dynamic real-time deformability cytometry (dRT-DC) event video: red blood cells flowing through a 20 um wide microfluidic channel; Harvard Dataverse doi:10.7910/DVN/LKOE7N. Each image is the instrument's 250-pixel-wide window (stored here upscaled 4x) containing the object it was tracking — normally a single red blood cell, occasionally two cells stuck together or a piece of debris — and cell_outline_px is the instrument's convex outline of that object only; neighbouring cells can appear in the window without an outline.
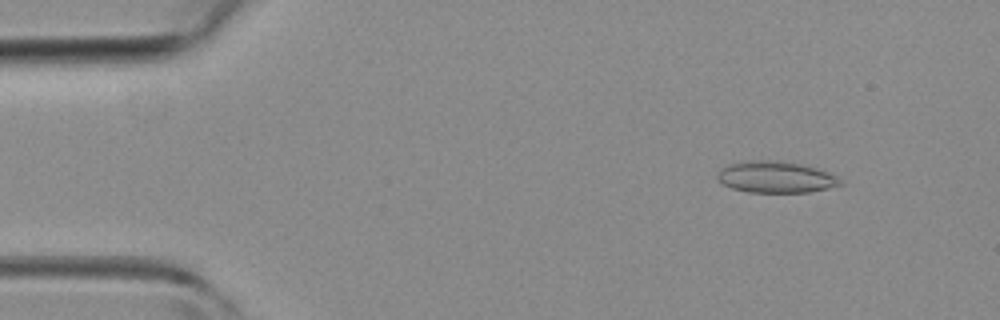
{"species": "common noctule bat (a hibernating species)", "species_latin": "Nyctalus noctula", "temperature_condition": "room temperature", "stored_images_in_passage": 43, "camera_frame_rate_fps": 3000, "um_per_image_px": 0.085, "animal": {"sex": "female", "body_mass_g": 19.3, "forearm_length_mm": 54.1}, "frame": {"image": 1, "passage_image": 5, "time_ms": 1.333, "image_size_px": [1000, 320], "cell_outline_px": [[844, 184], [828, 188], [808, 192], [748, 192], [732, 188], [724, 184], [716, 176], [720, 168], [728, 164], [752, 160], [764, 160], [796, 164], [816, 168], [836, 176], [844, 180]], "centroid_in_image_um": [65.94, 15.06], "position_along_channel_um": 19.1, "area_um2": 22.2}}
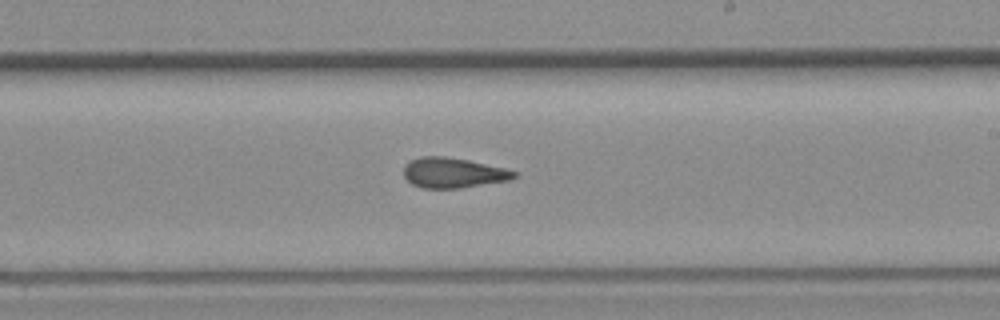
{"frame": {"image": 2, "passage_image": 25, "time_ms": 8.0, "image_size_px": [1000, 320], "cell_outline_px": [[520, 172], [516, 176], [508, 180], [460, 188], [424, 188], [412, 184], [404, 176], [404, 164], [420, 156], [444, 156], [468, 160], [504, 168]], "centroid_in_image_um": [38.51, 14.68], "position_along_channel_um": 250.5, "area_um2": 19.31}}
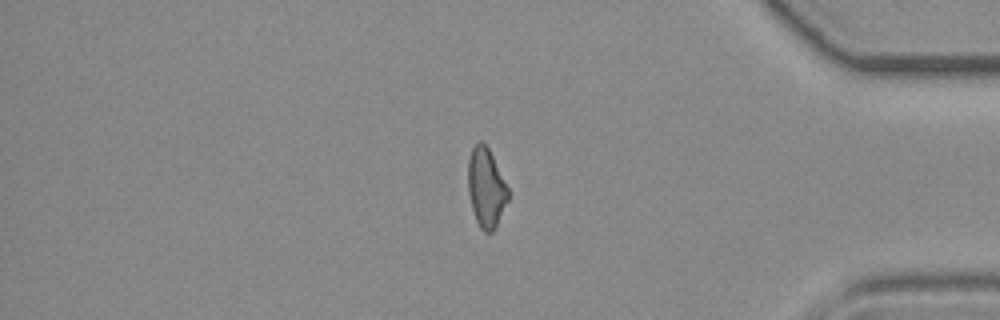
{"frame": {"image": 3, "passage_image": 36, "time_ms": 11.667, "image_size_px": [1000, 320], "cell_outline_px": [[508, 200], [496, 228], [492, 232], [484, 232], [480, 228], [476, 220], [472, 208], [468, 192], [468, 160], [472, 148], [480, 140], [488, 148], [508, 188]], "centroid_in_image_um": [41.31, 15.99], "position_along_channel_um": 393.9, "area_um2": 18.32}}